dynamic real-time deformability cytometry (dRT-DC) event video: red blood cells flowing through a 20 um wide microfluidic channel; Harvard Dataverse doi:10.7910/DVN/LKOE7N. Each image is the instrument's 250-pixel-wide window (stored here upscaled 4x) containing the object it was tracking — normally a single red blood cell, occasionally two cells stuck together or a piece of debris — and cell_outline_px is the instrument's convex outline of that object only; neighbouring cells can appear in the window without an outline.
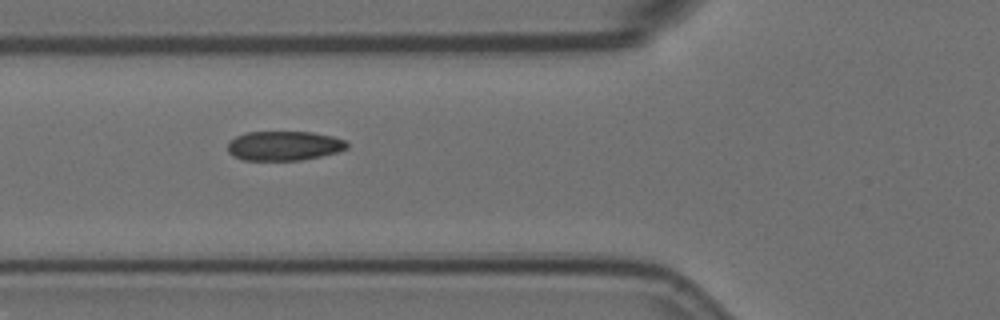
{"species": "Egyptian fruit bat (a non-hibernating species)", "species_latin": "Rousettus aegyptiacus", "temperature_condition": "room temperature", "stored_images_in_passage": 13, "camera_frame_rate_fps": 3000, "um_per_image_px": 0.085, "animal": {"sex": "female"}, "frame": {"image": 1, "passage_image": 4, "time_ms": 1.0, "image_size_px": [1000, 320], "cell_outline_px": [[348, 148], [336, 152], [320, 156], [300, 160], [240, 160], [232, 156], [228, 152], [228, 140], [236, 136], [248, 132], [312, 132], [332, 136], [344, 140], [348, 144]], "centroid_in_image_um": [24.1, 12.39], "position_along_channel_um": 101.7, "area_um2": 20.52}}
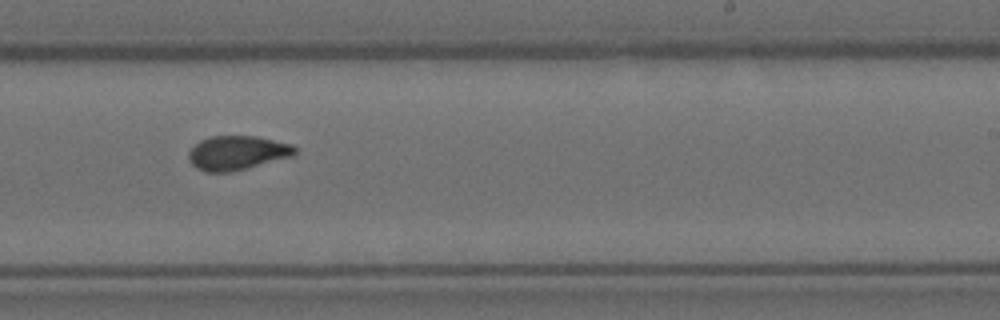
{"frame": {"image": 2, "passage_image": 8, "time_ms": 2.333, "image_size_px": [1000, 320], "cell_outline_px": [[296, 152], [292, 156], [228, 172], [204, 172], [196, 168], [188, 160], [188, 152], [200, 140], [212, 136], [256, 136], [292, 144], [296, 148]], "centroid_in_image_um": [20.12, 12.98], "position_along_channel_um": 268.9, "area_um2": 20.92}}
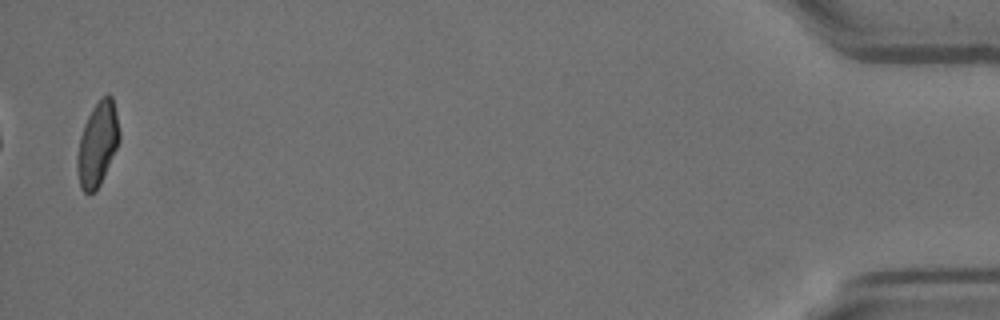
{"frame": {"image": 3, "passage_image": 13, "time_ms": 4.0, "image_size_px": [1000, 320], "cell_outline_px": [[120, 140], [100, 184], [92, 192], [84, 192], [80, 188], [76, 168], [76, 156], [80, 136], [84, 124], [92, 108], [108, 92], [112, 96], [116, 112], [120, 132]], "centroid_in_image_um": [8.28, 12.23], "position_along_channel_um": 426.9, "area_um2": 20.52}}